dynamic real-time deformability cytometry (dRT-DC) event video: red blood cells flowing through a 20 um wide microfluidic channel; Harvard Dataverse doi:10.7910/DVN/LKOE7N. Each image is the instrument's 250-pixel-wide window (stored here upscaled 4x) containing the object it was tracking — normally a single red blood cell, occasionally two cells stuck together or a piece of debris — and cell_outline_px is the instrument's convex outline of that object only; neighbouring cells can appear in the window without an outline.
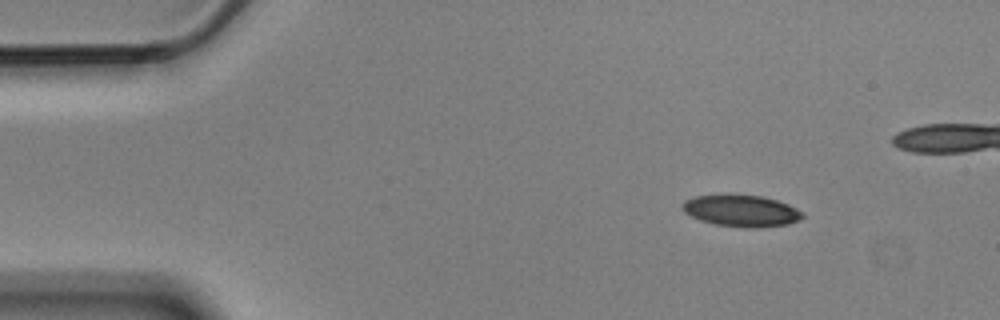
{"species": "Egyptian fruit bat (a non-hibernating species)", "species_latin": "Rousettus aegyptiacus", "temperature_condition": "cold", "stored_images_in_passage": 4, "camera_frame_rate_fps": 3000, "um_per_image_px": 0.085, "animal": {"sex": "male"}, "frame": {"image": 1, "passage_image": 1, "time_ms": 0.0, "image_size_px": [1000, 320], "cell_outline_px": [[804, 216], [800, 220], [788, 224], [756, 228], [744, 228], [716, 224], [700, 220], [684, 212], [680, 208], [680, 204], [684, 200], [696, 196], [764, 196], [788, 204], [804, 212]], "centroid_in_image_um": [63.03, 17.94], "position_along_channel_um": 22.0, "area_um2": 21.96}}